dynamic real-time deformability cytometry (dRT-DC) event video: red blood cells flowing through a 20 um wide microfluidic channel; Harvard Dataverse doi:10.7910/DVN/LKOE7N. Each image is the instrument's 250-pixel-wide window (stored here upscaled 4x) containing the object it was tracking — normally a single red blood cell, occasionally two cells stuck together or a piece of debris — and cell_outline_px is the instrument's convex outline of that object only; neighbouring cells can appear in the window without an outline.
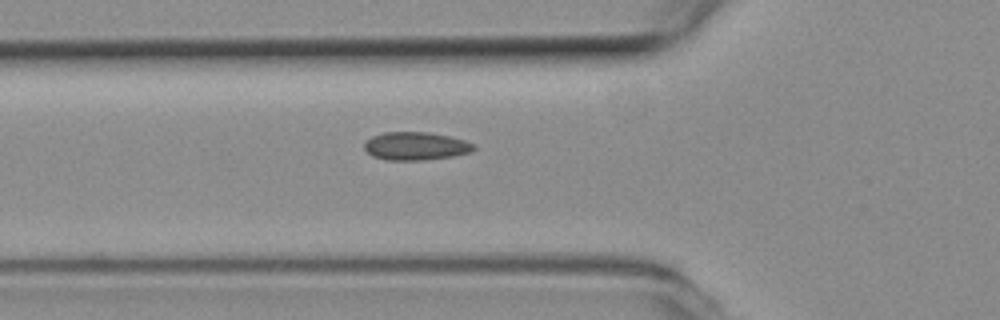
{"species": "common noctule bat (a hibernating species)", "species_latin": "Nyctalus noctula", "temperature_condition": "room temperature", "stored_images_in_passage": 36, "camera_frame_rate_fps": 3000, "um_per_image_px": 0.085, "animal": {"sex": "female", "body_mass_g": 19.3, "forearm_length_mm": 54.1}, "frame": {"image": 1, "passage_image": 2, "time_ms": 0.333, "image_size_px": [1000, 320], "cell_outline_px": [[476, 148], [472, 152], [452, 156], [424, 160], [388, 160], [372, 156], [364, 148], [364, 144], [372, 136], [384, 132], [428, 132], [448, 136], [464, 140], [476, 144]], "centroid_in_image_um": [35.36, 12.42], "position_along_channel_um": 90.4, "area_um2": 17.92}}
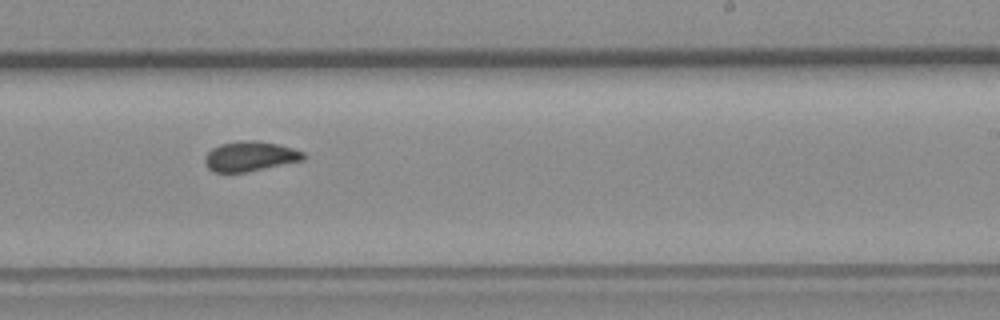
{"frame": {"image": 2, "passage_image": 16, "time_ms": 5.0, "image_size_px": [1000, 320], "cell_outline_px": [[308, 156], [304, 160], [248, 172], [212, 172], [208, 168], [204, 160], [208, 152], [212, 148], [220, 144], [244, 140], [256, 140], [276, 144], [292, 148], [304, 152]], "centroid_in_image_um": [21.28, 13.29], "position_along_channel_um": 267.7, "area_um2": 17.22}}
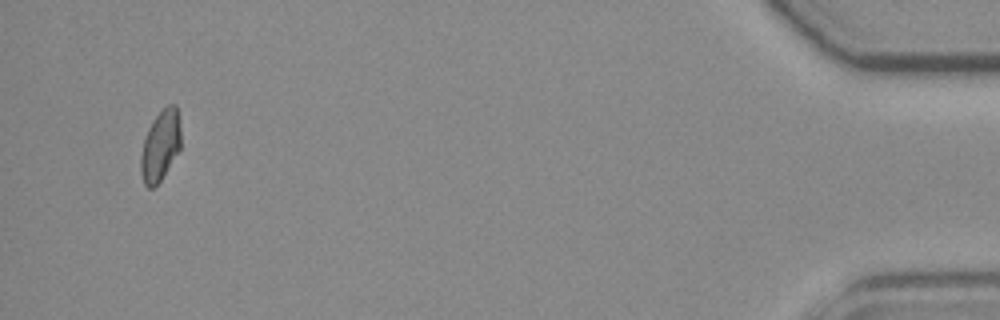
{"frame": {"image": 3, "passage_image": 35, "time_ms": 11.333, "image_size_px": [1000, 320], "cell_outline_px": [[180, 148], [160, 180], [152, 188], [148, 188], [144, 184], [140, 172], [140, 156], [144, 140], [148, 128], [152, 120], [168, 104], [176, 104], [180, 128]], "centroid_in_image_um": [13.61, 12.37], "position_along_channel_um": 421.6, "area_um2": 16.24}}